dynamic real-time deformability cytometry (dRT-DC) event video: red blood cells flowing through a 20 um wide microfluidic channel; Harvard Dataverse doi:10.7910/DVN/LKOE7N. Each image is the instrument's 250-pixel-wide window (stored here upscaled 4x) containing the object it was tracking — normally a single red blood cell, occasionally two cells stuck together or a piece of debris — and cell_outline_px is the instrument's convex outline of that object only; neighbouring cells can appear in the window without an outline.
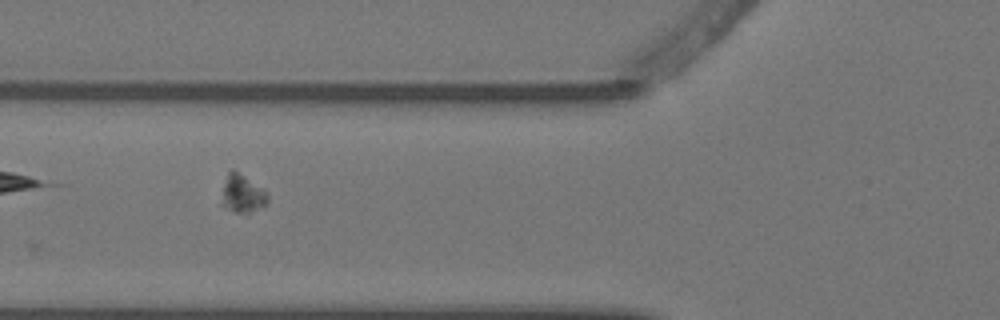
{"species": "Egyptian fruit bat (a non-hibernating species)", "species_latin": "Rousettus aegyptiacus", "temperature_condition": "warm", "stored_images_in_passage": 9, "camera_frame_rate_fps": 3000, "um_per_image_px": 0.085, "animal": {"sex": "female"}, "frame": {"image": 1, "passage_image": 6, "time_ms": 1.667, "image_size_px": [1000, 320], "cell_outline_px": [[268, 204], [248, 212], [236, 212], [220, 204], [224, 184], [228, 172], [232, 168], [268, 192]], "centroid_in_image_um": [20.6, 16.45], "position_along_channel_um": 105.2, "area_um2": 10.0}}
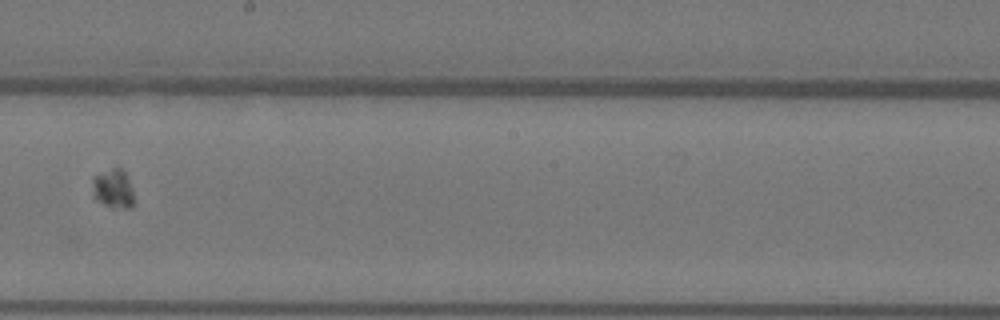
{"frame": {"image": 2, "passage_image": 9, "time_ms": 2.667, "image_size_px": [1000, 320], "cell_outline_px": [[132, 208], [112, 208], [96, 200], [92, 196], [92, 176], [116, 164], [124, 168], [132, 188]], "centroid_in_image_um": [9.59, 15.97], "position_along_channel_um": 238.6, "area_um2": 10.0}}